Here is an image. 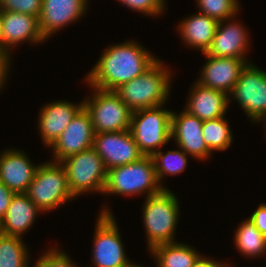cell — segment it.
<instances>
[{
    "mask_svg": "<svg viewBox=\"0 0 266 267\" xmlns=\"http://www.w3.org/2000/svg\"><path fill=\"white\" fill-rule=\"evenodd\" d=\"M92 148L102 158L106 170L136 162L144 157L130 129L120 132L95 133Z\"/></svg>",
    "mask_w": 266,
    "mask_h": 267,
    "instance_id": "cell-11",
    "label": "cell"
},
{
    "mask_svg": "<svg viewBox=\"0 0 266 267\" xmlns=\"http://www.w3.org/2000/svg\"><path fill=\"white\" fill-rule=\"evenodd\" d=\"M103 207L95 224L92 263L95 267H132L134 263L126 256L113 213Z\"/></svg>",
    "mask_w": 266,
    "mask_h": 267,
    "instance_id": "cell-9",
    "label": "cell"
},
{
    "mask_svg": "<svg viewBox=\"0 0 266 267\" xmlns=\"http://www.w3.org/2000/svg\"><path fill=\"white\" fill-rule=\"evenodd\" d=\"M192 267H231L230 264L212 260L205 256L200 255L194 262Z\"/></svg>",
    "mask_w": 266,
    "mask_h": 267,
    "instance_id": "cell-34",
    "label": "cell"
},
{
    "mask_svg": "<svg viewBox=\"0 0 266 267\" xmlns=\"http://www.w3.org/2000/svg\"><path fill=\"white\" fill-rule=\"evenodd\" d=\"M145 199L143 222L149 251L157 245L176 242L174 236L180 213L177 197L167 188Z\"/></svg>",
    "mask_w": 266,
    "mask_h": 267,
    "instance_id": "cell-4",
    "label": "cell"
},
{
    "mask_svg": "<svg viewBox=\"0 0 266 267\" xmlns=\"http://www.w3.org/2000/svg\"><path fill=\"white\" fill-rule=\"evenodd\" d=\"M202 135L211 154L212 151L227 150L233 140L231 129L224 116L214 120L203 121Z\"/></svg>",
    "mask_w": 266,
    "mask_h": 267,
    "instance_id": "cell-25",
    "label": "cell"
},
{
    "mask_svg": "<svg viewBox=\"0 0 266 267\" xmlns=\"http://www.w3.org/2000/svg\"><path fill=\"white\" fill-rule=\"evenodd\" d=\"M88 0H43L39 29L45 40L85 15Z\"/></svg>",
    "mask_w": 266,
    "mask_h": 267,
    "instance_id": "cell-16",
    "label": "cell"
},
{
    "mask_svg": "<svg viewBox=\"0 0 266 267\" xmlns=\"http://www.w3.org/2000/svg\"><path fill=\"white\" fill-rule=\"evenodd\" d=\"M196 3L199 13L214 18L218 22L235 17L239 11L237 0H196Z\"/></svg>",
    "mask_w": 266,
    "mask_h": 267,
    "instance_id": "cell-28",
    "label": "cell"
},
{
    "mask_svg": "<svg viewBox=\"0 0 266 267\" xmlns=\"http://www.w3.org/2000/svg\"><path fill=\"white\" fill-rule=\"evenodd\" d=\"M93 88L92 98L83 100L90 114L94 133L120 132L130 129L133 111L114 91Z\"/></svg>",
    "mask_w": 266,
    "mask_h": 267,
    "instance_id": "cell-7",
    "label": "cell"
},
{
    "mask_svg": "<svg viewBox=\"0 0 266 267\" xmlns=\"http://www.w3.org/2000/svg\"><path fill=\"white\" fill-rule=\"evenodd\" d=\"M234 235L235 245L242 255L254 258L266 253V236L250 219L240 223Z\"/></svg>",
    "mask_w": 266,
    "mask_h": 267,
    "instance_id": "cell-24",
    "label": "cell"
},
{
    "mask_svg": "<svg viewBox=\"0 0 266 267\" xmlns=\"http://www.w3.org/2000/svg\"><path fill=\"white\" fill-rule=\"evenodd\" d=\"M120 3L126 5V7L144 13L147 16H159L164 12L165 0H118Z\"/></svg>",
    "mask_w": 266,
    "mask_h": 267,
    "instance_id": "cell-31",
    "label": "cell"
},
{
    "mask_svg": "<svg viewBox=\"0 0 266 267\" xmlns=\"http://www.w3.org/2000/svg\"><path fill=\"white\" fill-rule=\"evenodd\" d=\"M181 148L180 150H170L167 153L155 152L151 157L155 165V171L159 183L162 185V178L165 175H176L183 172L186 168L188 158Z\"/></svg>",
    "mask_w": 266,
    "mask_h": 267,
    "instance_id": "cell-27",
    "label": "cell"
},
{
    "mask_svg": "<svg viewBox=\"0 0 266 267\" xmlns=\"http://www.w3.org/2000/svg\"><path fill=\"white\" fill-rule=\"evenodd\" d=\"M61 163L65 167L68 185L74 197L93 191L103 194L107 170L93 148L66 157Z\"/></svg>",
    "mask_w": 266,
    "mask_h": 267,
    "instance_id": "cell-8",
    "label": "cell"
},
{
    "mask_svg": "<svg viewBox=\"0 0 266 267\" xmlns=\"http://www.w3.org/2000/svg\"><path fill=\"white\" fill-rule=\"evenodd\" d=\"M132 267H142V266H139V265L134 264Z\"/></svg>",
    "mask_w": 266,
    "mask_h": 267,
    "instance_id": "cell-38",
    "label": "cell"
},
{
    "mask_svg": "<svg viewBox=\"0 0 266 267\" xmlns=\"http://www.w3.org/2000/svg\"><path fill=\"white\" fill-rule=\"evenodd\" d=\"M10 63L0 54V89L3 88L6 83V76L8 77Z\"/></svg>",
    "mask_w": 266,
    "mask_h": 267,
    "instance_id": "cell-35",
    "label": "cell"
},
{
    "mask_svg": "<svg viewBox=\"0 0 266 267\" xmlns=\"http://www.w3.org/2000/svg\"><path fill=\"white\" fill-rule=\"evenodd\" d=\"M43 0H2L1 11H12L35 16L39 19Z\"/></svg>",
    "mask_w": 266,
    "mask_h": 267,
    "instance_id": "cell-30",
    "label": "cell"
},
{
    "mask_svg": "<svg viewBox=\"0 0 266 267\" xmlns=\"http://www.w3.org/2000/svg\"><path fill=\"white\" fill-rule=\"evenodd\" d=\"M15 193L0 182V222L4 218Z\"/></svg>",
    "mask_w": 266,
    "mask_h": 267,
    "instance_id": "cell-33",
    "label": "cell"
},
{
    "mask_svg": "<svg viewBox=\"0 0 266 267\" xmlns=\"http://www.w3.org/2000/svg\"><path fill=\"white\" fill-rule=\"evenodd\" d=\"M38 213H42V211L26 193H15L4 218L0 222V233L21 237L33 226Z\"/></svg>",
    "mask_w": 266,
    "mask_h": 267,
    "instance_id": "cell-21",
    "label": "cell"
},
{
    "mask_svg": "<svg viewBox=\"0 0 266 267\" xmlns=\"http://www.w3.org/2000/svg\"><path fill=\"white\" fill-rule=\"evenodd\" d=\"M38 167L23 151L4 150L0 155V182L14 193H26Z\"/></svg>",
    "mask_w": 266,
    "mask_h": 267,
    "instance_id": "cell-17",
    "label": "cell"
},
{
    "mask_svg": "<svg viewBox=\"0 0 266 267\" xmlns=\"http://www.w3.org/2000/svg\"><path fill=\"white\" fill-rule=\"evenodd\" d=\"M159 58L134 41L107 47L86 77L91 87L114 91L148 70Z\"/></svg>",
    "mask_w": 266,
    "mask_h": 267,
    "instance_id": "cell-1",
    "label": "cell"
},
{
    "mask_svg": "<svg viewBox=\"0 0 266 267\" xmlns=\"http://www.w3.org/2000/svg\"><path fill=\"white\" fill-rule=\"evenodd\" d=\"M202 54L206 56V64H204L197 82L205 87L225 92L229 96L240 78L242 70L250 62L245 59Z\"/></svg>",
    "mask_w": 266,
    "mask_h": 267,
    "instance_id": "cell-15",
    "label": "cell"
},
{
    "mask_svg": "<svg viewBox=\"0 0 266 267\" xmlns=\"http://www.w3.org/2000/svg\"><path fill=\"white\" fill-rule=\"evenodd\" d=\"M26 194L42 212L55 210L75 198L64 165L56 161L39 165Z\"/></svg>",
    "mask_w": 266,
    "mask_h": 267,
    "instance_id": "cell-5",
    "label": "cell"
},
{
    "mask_svg": "<svg viewBox=\"0 0 266 267\" xmlns=\"http://www.w3.org/2000/svg\"><path fill=\"white\" fill-rule=\"evenodd\" d=\"M34 267H78L71 258L56 247L50 248L41 255Z\"/></svg>",
    "mask_w": 266,
    "mask_h": 267,
    "instance_id": "cell-29",
    "label": "cell"
},
{
    "mask_svg": "<svg viewBox=\"0 0 266 267\" xmlns=\"http://www.w3.org/2000/svg\"><path fill=\"white\" fill-rule=\"evenodd\" d=\"M94 134L90 114L83 106L63 133L49 146L53 149L52 160L61 162L66 157L92 148Z\"/></svg>",
    "mask_w": 266,
    "mask_h": 267,
    "instance_id": "cell-12",
    "label": "cell"
},
{
    "mask_svg": "<svg viewBox=\"0 0 266 267\" xmlns=\"http://www.w3.org/2000/svg\"><path fill=\"white\" fill-rule=\"evenodd\" d=\"M2 9V0H0V11Z\"/></svg>",
    "mask_w": 266,
    "mask_h": 267,
    "instance_id": "cell-37",
    "label": "cell"
},
{
    "mask_svg": "<svg viewBox=\"0 0 266 267\" xmlns=\"http://www.w3.org/2000/svg\"><path fill=\"white\" fill-rule=\"evenodd\" d=\"M28 251L22 237L0 233V267H28Z\"/></svg>",
    "mask_w": 266,
    "mask_h": 267,
    "instance_id": "cell-26",
    "label": "cell"
},
{
    "mask_svg": "<svg viewBox=\"0 0 266 267\" xmlns=\"http://www.w3.org/2000/svg\"><path fill=\"white\" fill-rule=\"evenodd\" d=\"M234 18H229V23L227 19L218 22L211 46L206 52L207 55L247 60L246 51L249 50L248 38L250 37L246 28L240 22L233 21ZM230 19H233L232 22Z\"/></svg>",
    "mask_w": 266,
    "mask_h": 267,
    "instance_id": "cell-18",
    "label": "cell"
},
{
    "mask_svg": "<svg viewBox=\"0 0 266 267\" xmlns=\"http://www.w3.org/2000/svg\"><path fill=\"white\" fill-rule=\"evenodd\" d=\"M2 33V56L10 63L13 47L28 41L41 43L46 41L39 29V19L32 15L12 11H0Z\"/></svg>",
    "mask_w": 266,
    "mask_h": 267,
    "instance_id": "cell-13",
    "label": "cell"
},
{
    "mask_svg": "<svg viewBox=\"0 0 266 267\" xmlns=\"http://www.w3.org/2000/svg\"><path fill=\"white\" fill-rule=\"evenodd\" d=\"M248 219L266 236V203H262Z\"/></svg>",
    "mask_w": 266,
    "mask_h": 267,
    "instance_id": "cell-32",
    "label": "cell"
},
{
    "mask_svg": "<svg viewBox=\"0 0 266 267\" xmlns=\"http://www.w3.org/2000/svg\"><path fill=\"white\" fill-rule=\"evenodd\" d=\"M164 189L166 187L158 181L152 157L144 156L136 162L107 170L103 194L135 196L145 193L148 197Z\"/></svg>",
    "mask_w": 266,
    "mask_h": 267,
    "instance_id": "cell-3",
    "label": "cell"
},
{
    "mask_svg": "<svg viewBox=\"0 0 266 267\" xmlns=\"http://www.w3.org/2000/svg\"><path fill=\"white\" fill-rule=\"evenodd\" d=\"M169 71L158 59L143 74L122 84L114 92L132 111L164 105L170 97Z\"/></svg>",
    "mask_w": 266,
    "mask_h": 267,
    "instance_id": "cell-2",
    "label": "cell"
},
{
    "mask_svg": "<svg viewBox=\"0 0 266 267\" xmlns=\"http://www.w3.org/2000/svg\"><path fill=\"white\" fill-rule=\"evenodd\" d=\"M184 109L202 121L223 117L231 101L225 92L205 87L198 82L191 87Z\"/></svg>",
    "mask_w": 266,
    "mask_h": 267,
    "instance_id": "cell-19",
    "label": "cell"
},
{
    "mask_svg": "<svg viewBox=\"0 0 266 267\" xmlns=\"http://www.w3.org/2000/svg\"><path fill=\"white\" fill-rule=\"evenodd\" d=\"M82 107L83 101L75 105L64 100L51 102L41 108L38 128L47 148L63 133Z\"/></svg>",
    "mask_w": 266,
    "mask_h": 267,
    "instance_id": "cell-20",
    "label": "cell"
},
{
    "mask_svg": "<svg viewBox=\"0 0 266 267\" xmlns=\"http://www.w3.org/2000/svg\"><path fill=\"white\" fill-rule=\"evenodd\" d=\"M164 105L133 111L130 131L144 156H152L171 141V110Z\"/></svg>",
    "mask_w": 266,
    "mask_h": 267,
    "instance_id": "cell-6",
    "label": "cell"
},
{
    "mask_svg": "<svg viewBox=\"0 0 266 267\" xmlns=\"http://www.w3.org/2000/svg\"><path fill=\"white\" fill-rule=\"evenodd\" d=\"M0 54L2 55L1 16H0Z\"/></svg>",
    "mask_w": 266,
    "mask_h": 267,
    "instance_id": "cell-36",
    "label": "cell"
},
{
    "mask_svg": "<svg viewBox=\"0 0 266 267\" xmlns=\"http://www.w3.org/2000/svg\"><path fill=\"white\" fill-rule=\"evenodd\" d=\"M192 15L180 22L177 31L189 47L206 53L215 36L218 21L201 13Z\"/></svg>",
    "mask_w": 266,
    "mask_h": 267,
    "instance_id": "cell-22",
    "label": "cell"
},
{
    "mask_svg": "<svg viewBox=\"0 0 266 267\" xmlns=\"http://www.w3.org/2000/svg\"><path fill=\"white\" fill-rule=\"evenodd\" d=\"M202 125V120L185 110L180 114L171 113V138L186 154L199 160L211 155L203 140Z\"/></svg>",
    "mask_w": 266,
    "mask_h": 267,
    "instance_id": "cell-14",
    "label": "cell"
},
{
    "mask_svg": "<svg viewBox=\"0 0 266 267\" xmlns=\"http://www.w3.org/2000/svg\"><path fill=\"white\" fill-rule=\"evenodd\" d=\"M252 122L266 117V71L248 63L230 93Z\"/></svg>",
    "mask_w": 266,
    "mask_h": 267,
    "instance_id": "cell-10",
    "label": "cell"
},
{
    "mask_svg": "<svg viewBox=\"0 0 266 267\" xmlns=\"http://www.w3.org/2000/svg\"><path fill=\"white\" fill-rule=\"evenodd\" d=\"M154 255L157 267H192L200 256L190 245L183 243H165L150 250Z\"/></svg>",
    "mask_w": 266,
    "mask_h": 267,
    "instance_id": "cell-23",
    "label": "cell"
}]
</instances>
